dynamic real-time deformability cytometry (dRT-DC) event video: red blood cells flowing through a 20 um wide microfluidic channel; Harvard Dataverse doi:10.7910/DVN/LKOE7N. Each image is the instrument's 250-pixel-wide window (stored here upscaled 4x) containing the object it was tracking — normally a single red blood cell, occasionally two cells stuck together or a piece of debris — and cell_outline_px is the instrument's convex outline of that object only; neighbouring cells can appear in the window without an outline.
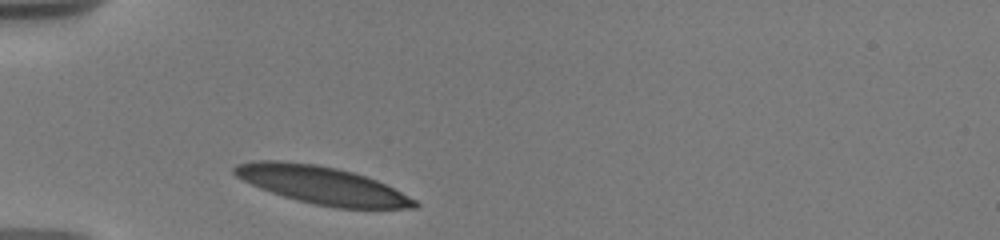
{"species": "human", "species_latin": "Homo sapiens", "temperature_condition": "warm", "stored_images_in_passage": 21, "camera_frame_rate_fps": 3000, "um_per_image_px": 0.085, "donor": {"sex": "male"}, "frame": {"image": 1, "passage_image": 1, "time_ms": 0.0, "image_size_px": [1000, 240], "cell_outline_px": [[420, 204], [416, 208], [336, 208], [316, 204], [284, 196], [260, 188], [236, 176], [232, 172], [232, 168], [236, 164], [256, 160], [280, 160], [316, 164], [336, 168], [352, 172], [376, 180], [416, 200]], "centroid_in_image_um": [27.34, 15.73], "position_along_channel_um": 57.7, "area_um2": 39.07}}
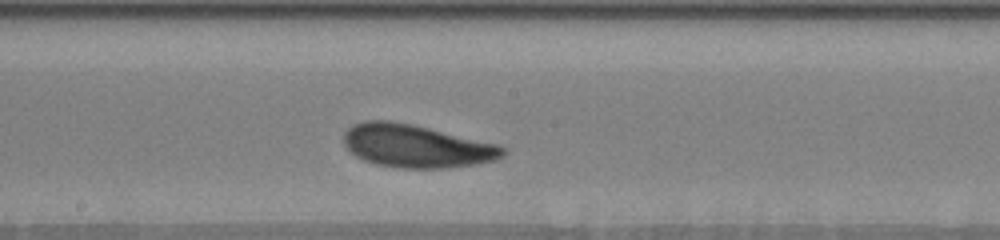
{"frame": {"image": 2, "passage_image": 8, "time_ms": 4.667, "image_size_px": [1000, 240], "cell_outline_px": [[504, 152], [500, 156], [492, 160], [472, 164], [440, 168], [400, 168], [376, 164], [364, 160], [356, 156], [344, 144], [344, 132], [352, 124], [364, 120], [392, 120], [412, 124], [500, 144], [504, 148]], "centroid_in_image_um": [35.33, 12.39], "position_along_channel_um": 212.9, "area_um2": 39.59}}
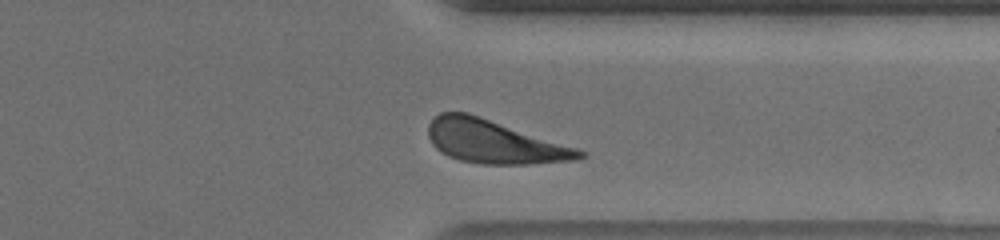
{"frame": {"image": 3, "passage_image": 20, "time_ms": 9.0, "image_size_px": [1000, 240], "cell_outline_px": [[588, 156], [576, 160], [528, 164], [484, 164], [460, 160], [448, 156], [440, 152], [432, 144], [428, 136], [428, 124], [440, 112], [468, 112], [576, 148], [584, 152]], "centroid_in_image_um": [41.97, 12.05], "position_along_channel_um": 369.4, "area_um2": 37.86}, "authors_computed_cell_mechanics": {"area_um2": 38.4948, "velocity_mm_per_s": 3.6001, "shape_relaxation_time_tau1_ms": 2.1724, "shape_relaxation_time_tau2_ms": 5.3648, "deformation_change_tau1": 0.1123, "deformation_change_tau2": 0.1332}}